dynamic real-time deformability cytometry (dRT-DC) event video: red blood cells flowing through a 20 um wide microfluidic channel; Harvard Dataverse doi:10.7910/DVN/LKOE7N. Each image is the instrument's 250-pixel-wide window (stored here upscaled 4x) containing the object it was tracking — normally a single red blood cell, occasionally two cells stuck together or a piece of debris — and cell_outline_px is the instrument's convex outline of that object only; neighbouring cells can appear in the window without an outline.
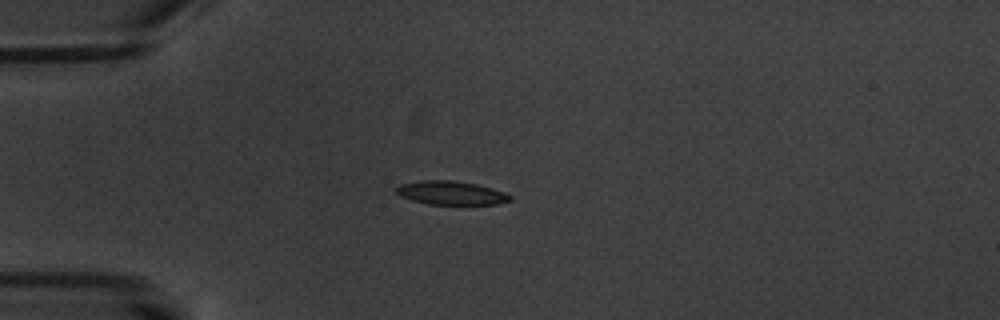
{"species": "common noctule bat (a hibernating species)", "species_latin": "Nyctalus noctula", "temperature_condition": "warm", "stored_images_in_passage": 6, "camera_frame_rate_fps": 3000, "um_per_image_px": 0.085, "animal": {"sex": "male", "body_mass_g": 20.1, "forearm_length_mm": 53.5}, "frame": {"image": 1, "passage_image": 4, "time_ms": 3.667, "image_size_px": [1000, 320], "cell_outline_px": [[512, 200], [496, 204], [428, 204], [412, 200], [400, 196], [396, 192], [396, 188], [400, 184], [420, 180], [452, 180], [476, 184], [492, 188], [504, 192], [512, 196]], "centroid_in_image_um": [38.33, 16.39], "position_along_channel_um": 46.7, "area_um2": 15.66}}